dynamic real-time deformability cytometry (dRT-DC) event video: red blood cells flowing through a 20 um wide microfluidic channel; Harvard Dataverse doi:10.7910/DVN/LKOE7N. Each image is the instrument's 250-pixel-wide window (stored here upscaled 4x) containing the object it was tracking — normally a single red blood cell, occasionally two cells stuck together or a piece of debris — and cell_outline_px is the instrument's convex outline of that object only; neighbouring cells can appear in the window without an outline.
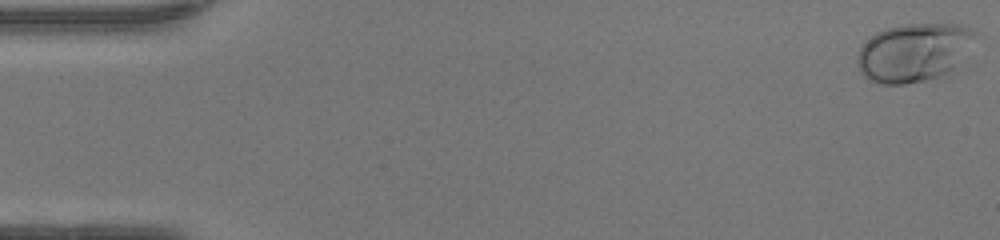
{"species": "human", "species_latin": "Homo sapiens", "temperature_condition": "warm", "stored_images_in_passage": 49, "camera_frame_rate_fps": 3000, "um_per_image_px": 0.085, "donor": {"sex": "female"}, "frame": {"image": 1, "passage_image": 1, "time_ms": 0.0, "image_size_px": [1000, 240], "cell_outline_px": [[976, 32], [952, 68], [948, 72], [940, 76], [924, 80], [904, 84], [884, 84], [868, 80], [860, 72], [856, 60], [856, 56], [860, 48], [876, 32], [888, 28], [904, 24], [960, 24]], "centroid_in_image_um": [77.56, 4.46], "position_along_channel_um": 7.4, "area_um2": 39.07}}
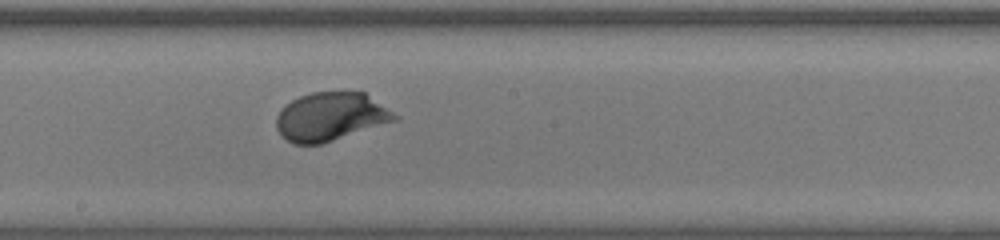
{"frame": {"image": 2, "passage_image": 27, "time_ms": 8.667, "image_size_px": [1000, 240], "cell_outline_px": [[400, 120], [320, 144], [292, 144], [276, 128], [276, 116], [280, 108], [292, 100], [300, 96], [312, 92], [364, 92], [400, 116]], "centroid_in_image_um": [28.12, 9.91], "position_along_channel_um": 220.1, "area_um2": 33.47}}
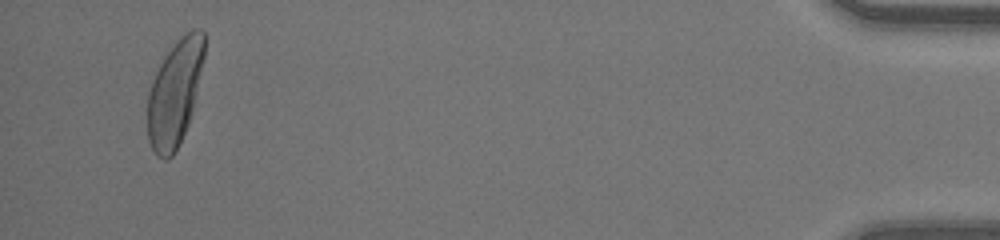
{"frame": {"image": 3, "passage_image": 47, "time_ms": 15.333, "image_size_px": [1000, 240], "cell_outline_px": [[204, 60], [188, 124], [172, 156], [168, 160], [164, 160], [152, 148], [148, 140], [148, 92], [152, 80], [164, 56], [180, 36], [192, 28], [200, 28], [204, 32]], "centroid_in_image_um": [14.85, 7.85], "position_along_channel_um": 420.3, "area_um2": 34.56}, "authors_computed_cell_mechanics": {"area_um2": 33.4662, "velocity_mm_per_s": 4.2455, "shape_relaxation_time_tau1_ms": 2.0877, "shape_relaxation_time_tau2_ms": null, "deformation_change_tau1": 0.1517, "deformation_change_tau2": null}}